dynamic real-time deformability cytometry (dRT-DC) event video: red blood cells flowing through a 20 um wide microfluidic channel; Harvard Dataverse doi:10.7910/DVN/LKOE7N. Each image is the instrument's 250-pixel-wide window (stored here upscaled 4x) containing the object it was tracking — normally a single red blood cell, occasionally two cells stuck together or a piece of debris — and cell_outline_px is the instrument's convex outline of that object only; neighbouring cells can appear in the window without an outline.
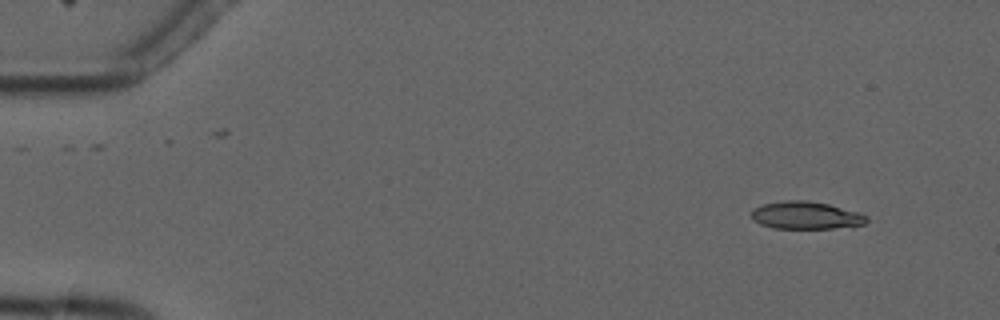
{"species": "common noctule bat (a hibernating species)", "species_latin": "Nyctalus noctula", "temperature_condition": "cold", "stored_images_in_passage": 4, "camera_frame_rate_fps": 3000, "um_per_image_px": 0.085, "animal": {"sex": "male", "forearm_length_mm": 52.5}, "frame": {"image": 1, "passage_image": 1, "time_ms": 0.0, "image_size_px": [1000, 320], "cell_outline_px": [[868, 220], [864, 224], [852, 228], [772, 228], [760, 224], [752, 220], [752, 212], [756, 208], [764, 204], [784, 200], [808, 200], [828, 204], [856, 212], [868, 216]], "centroid_in_image_um": [68.53, 18.32], "position_along_channel_um": 16.5, "area_um2": 18.55}}
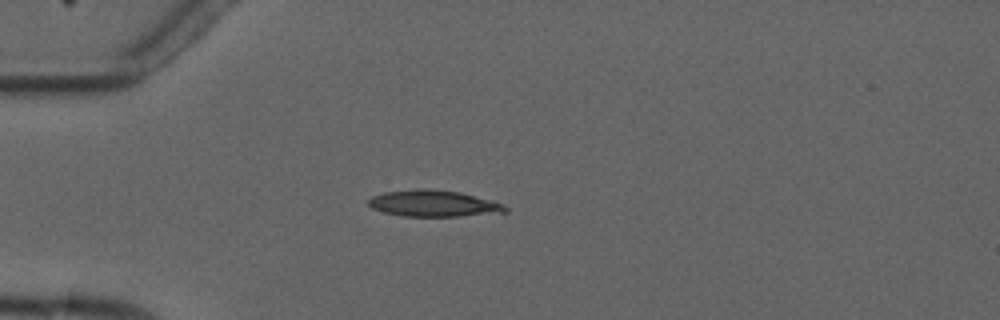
{"frame": {"image": 2, "passage_image": 3, "time_ms": 3.333, "image_size_px": [1000, 320], "cell_outline_px": [[508, 212], [460, 216], [400, 216], [384, 212], [372, 208], [368, 204], [368, 200], [372, 196], [384, 192], [424, 188], [428, 188], [460, 192], [488, 200], [500, 204], [508, 208]], "centroid_in_image_um": [36.8, 17.3], "position_along_channel_um": 48.2, "area_um2": 20.87}}